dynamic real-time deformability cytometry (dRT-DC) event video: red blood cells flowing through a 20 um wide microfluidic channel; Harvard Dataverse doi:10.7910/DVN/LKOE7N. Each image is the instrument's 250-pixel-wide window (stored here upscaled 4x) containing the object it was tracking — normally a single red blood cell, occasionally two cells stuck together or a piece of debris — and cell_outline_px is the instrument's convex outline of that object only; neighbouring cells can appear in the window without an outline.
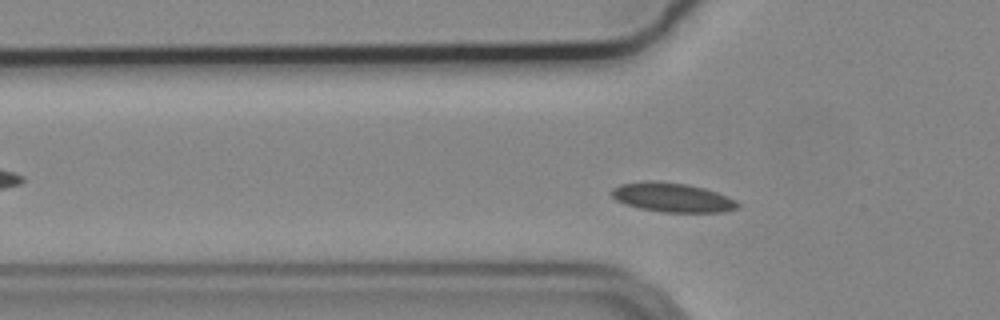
{"species": "common noctule bat (a hibernating species)", "species_latin": "Nyctalus noctula", "temperature_condition": "cold", "stored_images_in_passage": 10, "camera_frame_rate_fps": 3000, "um_per_image_px": 0.085, "animal": {"sex": "male", "body_mass_g": 19.2, "forearm_length_mm": 51.8}, "frame": {"image": 1, "passage_image": 8, "time_ms": 2.333, "image_size_px": [1000, 320], "cell_outline_px": [[740, 204], [736, 208], [720, 212], [664, 212], [640, 208], [624, 204], [616, 200], [612, 196], [612, 188], [620, 184], [644, 180], [648, 180], [688, 184], [704, 188], [728, 196], [736, 200]], "centroid_in_image_um": [57.12, 16.77], "position_along_channel_um": 68.7, "area_um2": 21.44}}